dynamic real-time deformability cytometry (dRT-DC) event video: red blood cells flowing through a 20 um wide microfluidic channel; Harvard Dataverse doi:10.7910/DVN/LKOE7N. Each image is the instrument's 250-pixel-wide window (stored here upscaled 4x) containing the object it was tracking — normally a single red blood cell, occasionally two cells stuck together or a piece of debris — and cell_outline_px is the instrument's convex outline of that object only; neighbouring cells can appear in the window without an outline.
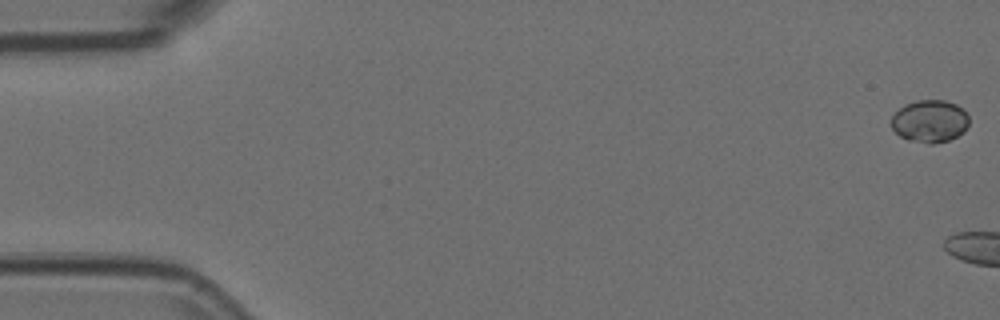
{"species": "Egyptian fruit bat (a non-hibernating species)", "species_latin": "Rousettus aegyptiacus", "temperature_condition": "room temperature", "stored_images_in_passage": 5, "camera_frame_rate_fps": 3000, "um_per_image_px": 0.085, "animal": {"sex": "female"}, "frame": {"image": 1, "passage_image": 1, "time_ms": 0.0, "image_size_px": [1000, 320], "cell_outline_px": [[968, 124], [964, 132], [948, 140], [932, 144], [928, 144], [908, 140], [900, 136], [892, 128], [892, 116], [904, 104], [916, 100], [944, 100], [956, 104], [968, 116]], "centroid_in_image_um": [79.02, 10.3], "position_along_channel_um": 6.0, "area_um2": 19.13}}